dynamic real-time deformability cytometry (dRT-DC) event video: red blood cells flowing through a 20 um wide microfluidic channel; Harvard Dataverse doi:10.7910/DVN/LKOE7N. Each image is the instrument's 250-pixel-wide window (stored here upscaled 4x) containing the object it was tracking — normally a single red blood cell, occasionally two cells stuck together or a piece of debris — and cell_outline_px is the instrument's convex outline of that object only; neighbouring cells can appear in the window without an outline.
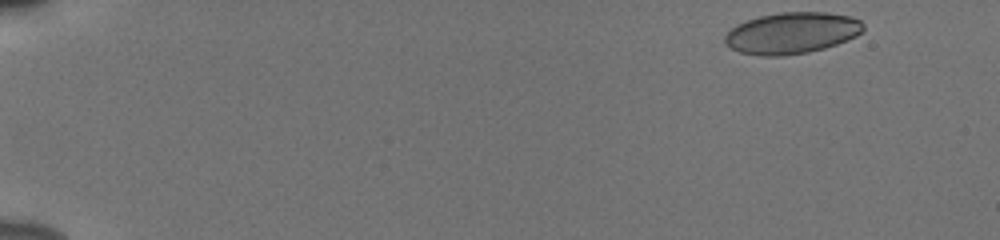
{"species": "human", "species_latin": "Homo sapiens", "temperature_condition": "cold", "stored_images_in_passage": 51, "camera_frame_rate_fps": 3000, "um_per_image_px": 0.085, "donor": {"sex": "male"}, "frame": {"image": 1, "passage_image": 1, "time_ms": 0.0, "image_size_px": [1000, 240], "cell_outline_px": [[864, 28], [856, 36], [848, 40], [824, 48], [808, 52], [780, 56], [760, 56], [740, 52], [724, 44], [724, 36], [736, 24], [760, 16], [780, 12], [828, 12], [848, 16], [860, 20], [864, 24]], "centroid_in_image_um": [67.29, 2.81], "position_along_channel_um": 17.7, "area_um2": 33.35}}
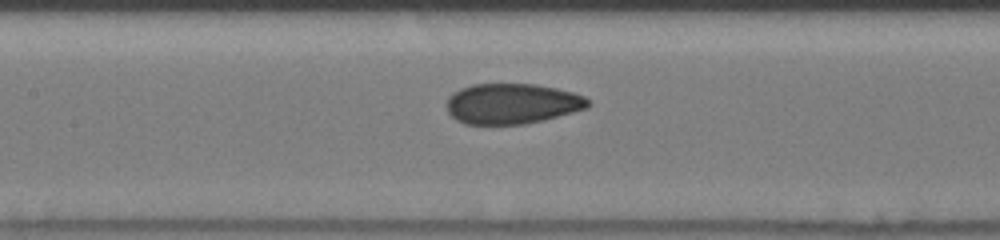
{"frame": {"image": 2, "passage_image": 24, "time_ms": 7.667, "image_size_px": [1000, 240], "cell_outline_px": [[592, 104], [588, 108], [544, 120], [524, 124], [464, 124], [456, 120], [448, 112], [448, 96], [452, 92], [460, 88], [472, 84], [536, 84], [556, 88], [572, 92], [584, 96], [592, 100]], "centroid_in_image_um": [43.55, 8.81], "position_along_channel_um": 163.8, "area_um2": 33.58}}
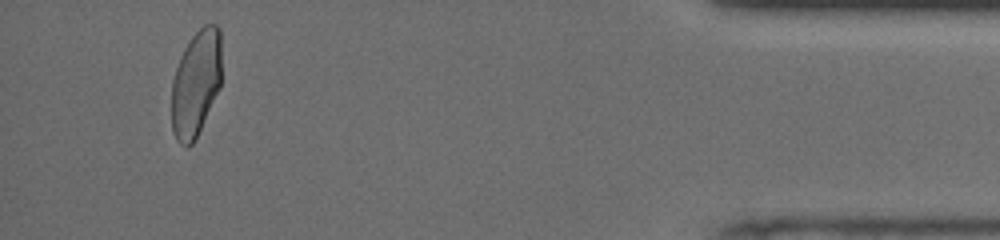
{"frame": {"image": 3, "passage_image": 48, "time_ms": 15.667, "image_size_px": [1000, 240], "cell_outline_px": [[220, 88], [196, 140], [188, 148], [184, 148], [176, 140], [172, 132], [172, 80], [180, 56], [184, 48], [192, 36], [204, 24], [216, 24], [220, 28]], "centroid_in_image_um": [16.64, 7.13], "position_along_channel_um": 418.6, "area_um2": 31.33}, "authors_computed_cell_mechanics": {"area_um2": 33.5818, "velocity_mm_per_s": 3.8578, "shape_relaxation_time_tau1_ms": 7.1377, "shape_relaxation_time_tau2_ms": 0.7324, "deformation_change_tau1": 0.1716, "deformation_change_tau2": 0.0541}}